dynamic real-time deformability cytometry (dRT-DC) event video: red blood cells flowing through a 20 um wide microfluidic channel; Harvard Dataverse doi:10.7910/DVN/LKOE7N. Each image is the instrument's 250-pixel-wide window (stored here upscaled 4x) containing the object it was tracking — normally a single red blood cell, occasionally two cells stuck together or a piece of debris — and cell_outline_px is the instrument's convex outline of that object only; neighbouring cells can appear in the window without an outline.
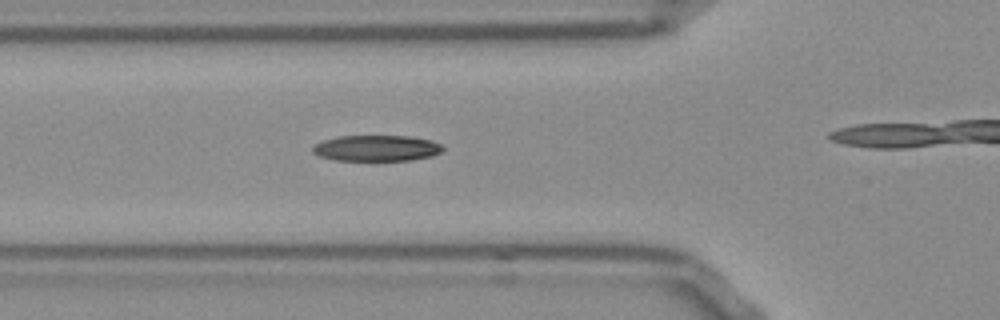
{"species": "Egyptian fruit bat (a non-hibernating species)", "species_latin": "Rousettus aegyptiacus", "temperature_condition": "room temperature", "stored_images_in_passage": 41, "camera_frame_rate_fps": 3000, "um_per_image_px": 0.085, "frame": {"image": 1, "passage_image": 18, "time_ms": 5.667, "image_size_px": [1000, 320], "cell_outline_px": [[444, 148], [440, 152], [432, 156], [408, 160], [336, 160], [320, 156], [312, 152], [312, 148], [316, 144], [324, 140], [336, 136], [412, 136], [432, 140], [440, 144]], "centroid_in_image_um": [32.02, 12.58], "position_along_channel_um": 93.8, "area_um2": 19.59}}